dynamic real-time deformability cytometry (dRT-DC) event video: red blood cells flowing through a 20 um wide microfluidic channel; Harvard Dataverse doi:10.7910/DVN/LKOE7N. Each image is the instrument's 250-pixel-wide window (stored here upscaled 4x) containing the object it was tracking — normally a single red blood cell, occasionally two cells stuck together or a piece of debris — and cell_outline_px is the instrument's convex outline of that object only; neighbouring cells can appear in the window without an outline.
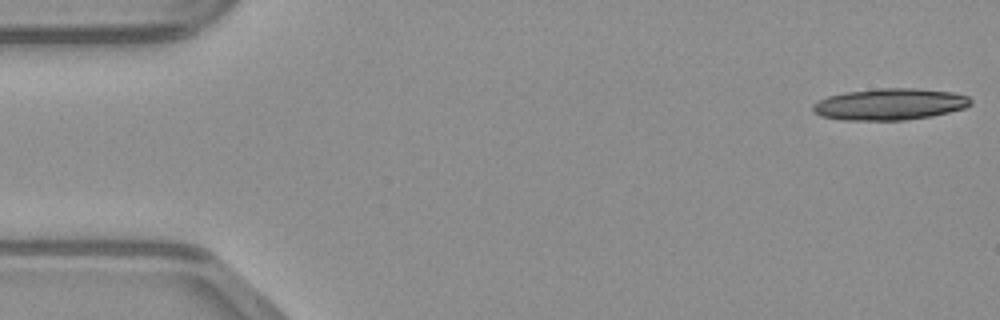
{"species": "common noctule bat (a hibernating species)", "species_latin": "Nyctalus noctula", "temperature_condition": "warm", "stored_images_in_passage": 28, "camera_frame_rate_fps": 3000, "um_per_image_px": 0.085, "animal": {"sex": "male", "body_mass_g": 23.1, "forearm_length_mm": 52.7}, "frame": {"image": 1, "passage_image": 1, "time_ms": 0.0, "image_size_px": [1000, 320], "cell_outline_px": [[972, 104], [964, 108], [932, 116], [904, 120], [844, 120], [820, 116], [812, 108], [812, 104], [828, 96], [848, 92], [880, 88], [916, 88], [952, 92], [968, 96], [972, 100]], "centroid_in_image_um": [75.66, 8.86], "position_along_channel_um": 9.3, "area_um2": 28.9}}